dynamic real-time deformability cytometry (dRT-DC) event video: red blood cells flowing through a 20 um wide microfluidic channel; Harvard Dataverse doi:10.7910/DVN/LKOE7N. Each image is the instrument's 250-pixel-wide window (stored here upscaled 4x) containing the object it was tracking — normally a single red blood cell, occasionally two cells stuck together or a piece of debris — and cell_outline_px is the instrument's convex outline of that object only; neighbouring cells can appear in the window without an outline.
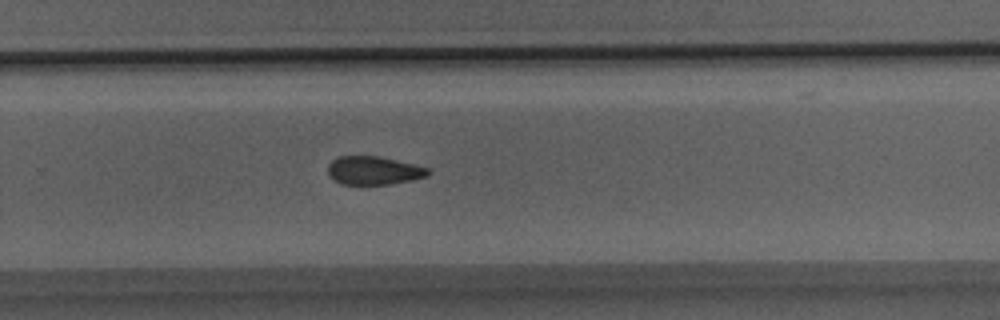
{"species": "Egyptian fruit bat (a non-hibernating species)", "species_latin": "Rousettus aegyptiacus", "temperature_condition": "room temperature", "stored_images_in_passage": 33, "camera_frame_rate_fps": 3000, "um_per_image_px": 0.085, "animal": {"sex": "male"}, "frame": {"image": 1, "passage_image": 22, "time_ms": 7.0, "image_size_px": [1000, 320], "cell_outline_px": [[432, 172], [428, 176], [412, 180], [388, 184], [340, 184], [332, 180], [328, 176], [328, 164], [336, 156], [380, 156], [428, 168]], "centroid_in_image_um": [31.73, 14.49], "position_along_channel_um": 298.1, "area_um2": 16.7}}
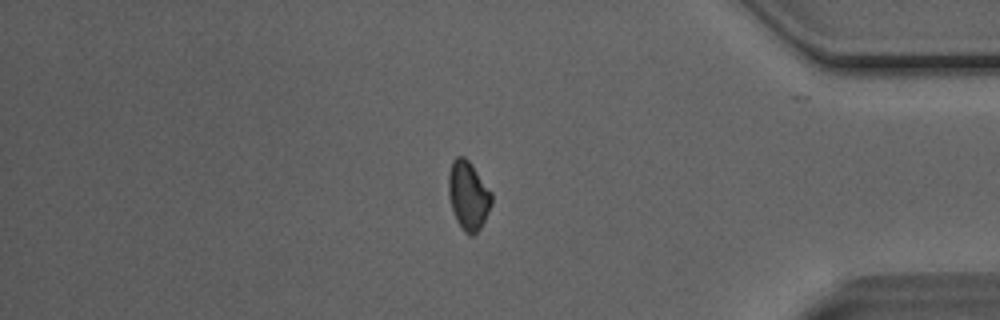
{"frame": {"image": 2, "passage_image": 28, "time_ms": 9.0, "image_size_px": [1000, 320], "cell_outline_px": [[492, 204], [480, 228], [472, 236], [468, 236], [464, 232], [456, 220], [452, 208], [448, 192], [448, 172], [452, 160], [456, 156], [464, 156], [472, 164], [492, 192]], "centroid_in_image_um": [39.8, 16.6], "position_along_channel_um": 395.4, "area_um2": 17.4}}
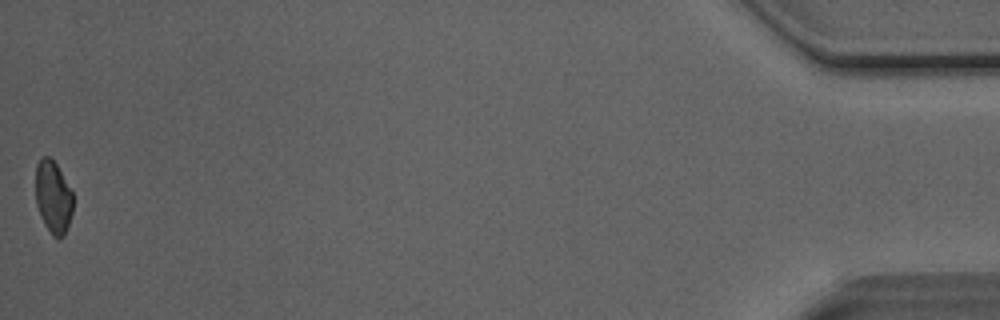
{"frame": {"image": 3, "passage_image": 33, "time_ms": 10.667, "image_size_px": [1000, 320], "cell_outline_px": [[72, 212], [64, 236], [60, 240], [52, 236], [44, 224], [40, 216], [36, 204], [36, 164], [40, 156], [48, 156], [56, 164], [72, 192]], "centroid_in_image_um": [4.5, 16.77], "position_along_channel_um": 430.7, "area_um2": 15.84}}